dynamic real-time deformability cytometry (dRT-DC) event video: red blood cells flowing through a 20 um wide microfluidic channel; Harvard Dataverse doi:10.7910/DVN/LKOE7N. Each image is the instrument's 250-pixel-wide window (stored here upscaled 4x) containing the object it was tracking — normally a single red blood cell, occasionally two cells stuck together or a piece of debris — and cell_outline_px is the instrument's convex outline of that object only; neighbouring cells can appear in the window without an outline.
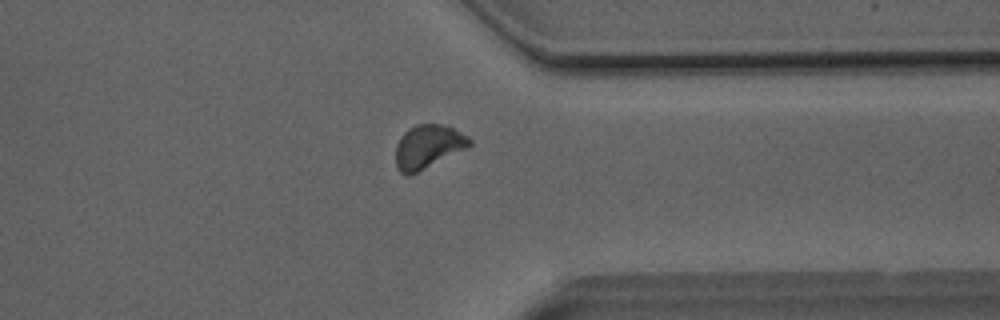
{"species": "Egyptian fruit bat (a non-hibernating species)", "species_latin": "Rousettus aegyptiacus", "temperature_condition": "room temperature", "stored_images_in_passage": 27, "camera_frame_rate_fps": 3000, "um_per_image_px": 0.085, "animal": {"sex": "male"}, "frame": {"image": 1, "passage_image": 20, "time_ms": 6.333, "image_size_px": [1000, 320], "cell_outline_px": [[472, 144], [468, 148], [408, 176], [404, 176], [396, 168], [396, 144], [400, 136], [408, 128], [416, 124], [440, 124], [452, 128], [468, 136], [472, 140]], "centroid_in_image_um": [36.36, 12.47], "position_along_channel_um": 375.0, "area_um2": 18.84}}
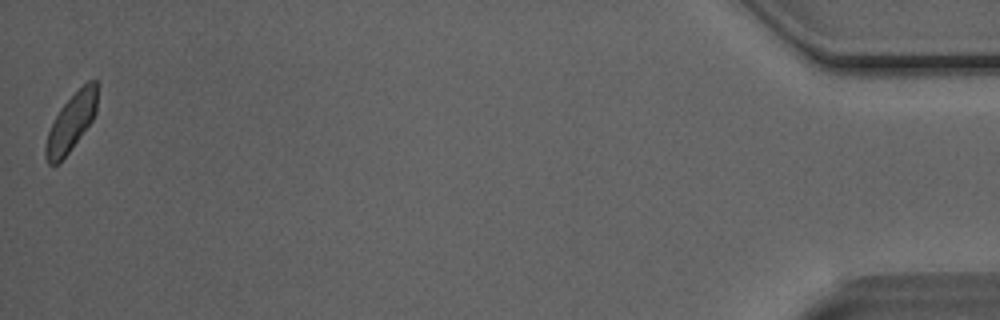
{"frame": {"image": 2, "passage_image": 27, "time_ms": 8.667, "image_size_px": [1000, 320], "cell_outline_px": [[100, 84], [96, 112], [92, 120], [68, 152], [56, 164], [48, 164], [44, 156], [44, 148], [48, 132], [60, 108], [88, 80], [96, 80]], "centroid_in_image_um": [6.08, 10.35], "position_along_channel_um": 429.1, "area_um2": 17.11}}